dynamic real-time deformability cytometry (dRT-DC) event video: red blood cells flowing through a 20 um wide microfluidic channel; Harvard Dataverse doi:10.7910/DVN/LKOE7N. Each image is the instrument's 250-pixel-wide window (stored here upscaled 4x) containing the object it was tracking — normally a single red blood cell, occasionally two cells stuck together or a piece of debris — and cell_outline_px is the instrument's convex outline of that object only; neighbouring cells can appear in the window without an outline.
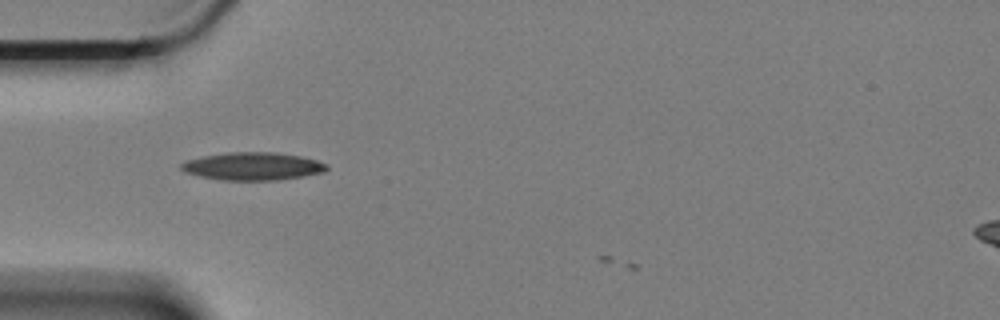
{"species": "Egyptian fruit bat (a non-hibernating species)", "species_latin": "Rousettus aegyptiacus", "temperature_condition": "cold", "stored_images_in_passage": 1, "camera_frame_rate_fps": 3000, "um_per_image_px": 0.085, "animal": {"sex": "female"}, "frame": {"image": 1, "passage_image": 1, "time_ms": 0.0, "image_size_px": [1000, 320], "cell_outline_px": [[328, 168], [324, 172], [304, 176], [276, 180], [220, 180], [200, 176], [184, 172], [180, 168], [180, 164], [184, 160], [204, 156], [228, 152], [276, 152], [300, 156], [316, 160], [328, 164]], "centroid_in_image_um": [21.47, 14.13], "position_along_channel_um": 63.5, "area_um2": 23.7}}